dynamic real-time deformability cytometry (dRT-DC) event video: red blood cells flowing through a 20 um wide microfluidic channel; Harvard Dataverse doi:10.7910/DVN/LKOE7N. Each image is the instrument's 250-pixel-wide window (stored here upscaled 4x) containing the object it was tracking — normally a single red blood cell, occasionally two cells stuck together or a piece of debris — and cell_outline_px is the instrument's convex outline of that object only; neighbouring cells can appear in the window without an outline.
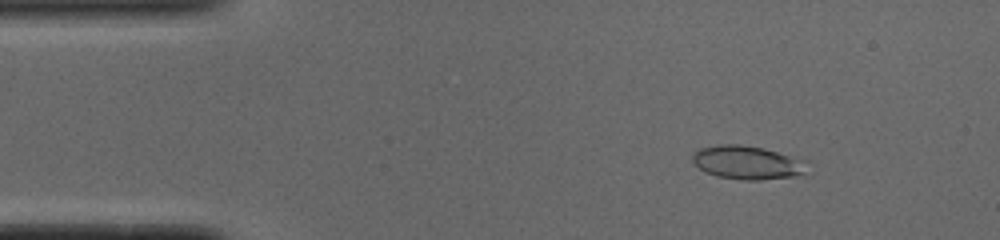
{"species": "common noctule bat (a hibernating species)", "species_latin": "Nyctalus noctula", "temperature_condition": "cold", "stored_images_in_passage": 52, "camera_frame_rate_fps": 3000, "um_per_image_px": 0.085, "animal": {"sex": "male", "body_mass_g": 19.0, "forearm_length_mm": 50.8}, "frame": {"image": 1, "passage_image": 7, "time_ms": 2.0, "image_size_px": [1000, 240], "cell_outline_px": [[800, 172], [792, 176], [756, 180], [748, 180], [716, 176], [700, 168], [692, 160], [692, 156], [700, 148], [720, 144], [736, 144], [760, 148], [776, 152], [784, 156]], "centroid_in_image_um": [63.18, 13.81], "position_along_channel_um": 21.8, "area_um2": 20.23}}
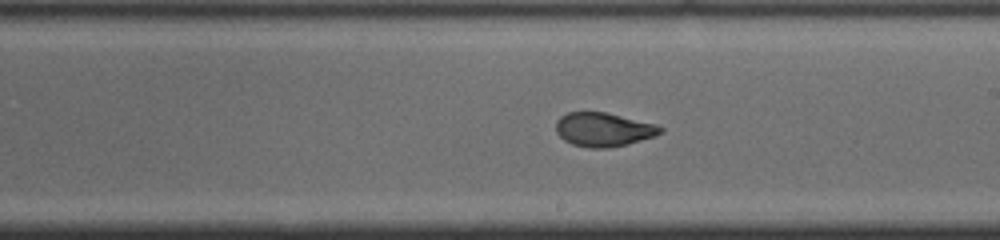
{"frame": {"image": 2, "passage_image": 29, "time_ms": 9.333, "image_size_px": [1000, 240], "cell_outline_px": [[664, 128], [660, 132], [652, 136], [640, 140], [608, 148], [588, 148], [572, 144], [564, 140], [556, 132], [556, 120], [560, 116], [568, 112], [604, 112], [656, 124]], "centroid_in_image_um": [51.23, 11.0], "position_along_channel_um": 237.8, "area_um2": 20.35}}
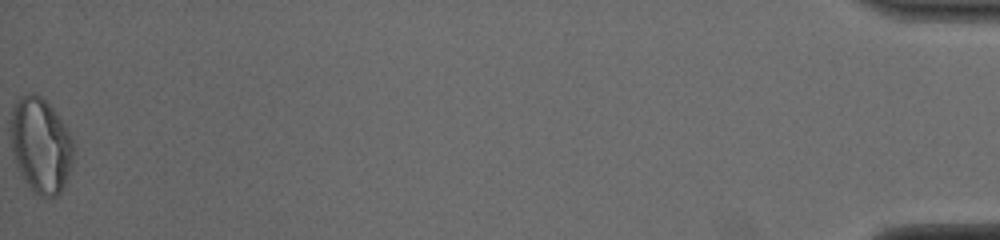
{"frame": {"image": 3, "passage_image": 52, "time_ms": 17.0, "image_size_px": [1000, 240], "cell_outline_px": [[72, 160], [64, 184], [60, 192], [56, 196], [40, 196], [28, 184], [20, 172], [12, 148], [12, 108], [20, 96], [32, 92], [40, 96], [52, 108], [60, 120], [72, 140]], "centroid_in_image_um": [3.45, 12.33], "position_along_channel_um": 431.8, "area_um2": 33.47}, "authors_computed_cell_mechanics": {"area_um2": 20.7502, "velocity_mm_per_s": 3.8854, "shape_relaxation_time_tau1_ms": null, "shape_relaxation_time_tau2_ms": 1.1439, "deformation_change_tau1": null, "deformation_change_tau2": 0.0646}}